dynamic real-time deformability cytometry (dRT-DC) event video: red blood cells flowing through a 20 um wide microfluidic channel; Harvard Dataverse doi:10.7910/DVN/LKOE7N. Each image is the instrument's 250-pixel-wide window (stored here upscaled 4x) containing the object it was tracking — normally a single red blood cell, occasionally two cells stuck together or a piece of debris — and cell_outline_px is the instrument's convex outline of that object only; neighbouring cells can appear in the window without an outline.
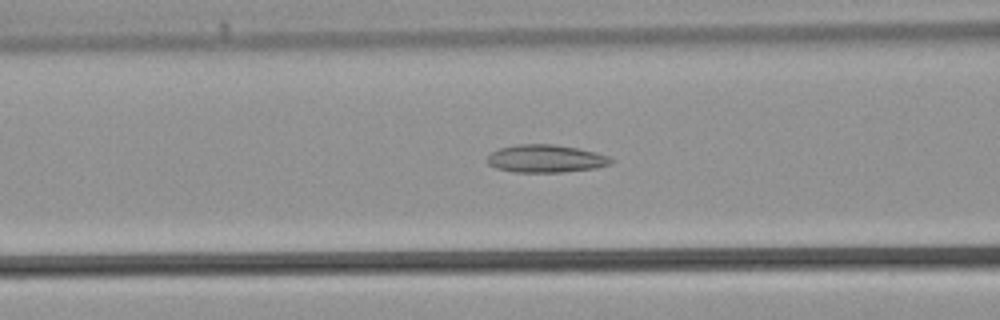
{"species": "common noctule bat (a hibernating species)", "species_latin": "Nyctalus noctula", "temperature_condition": "warm", "stored_images_in_passage": 34, "segment_of_instrument_passage": [1, 2], "camera_frame_rate_fps": 3000, "um_per_image_px": 0.085, "animal": {"sex": "male", "body_mass_g": 21.5, "forearm_length_mm": 52.0}, "frame": {"image": 1, "passage_image": 8, "time_ms": 2.333, "image_size_px": [1000, 320], "cell_outline_px": [[612, 164], [596, 168], [560, 172], [516, 172], [496, 168], [488, 164], [484, 160], [492, 152], [500, 148], [516, 144], [552, 144], [576, 148], [596, 152], [608, 156], [612, 160]], "centroid_in_image_um": [46.36, 13.48], "position_along_channel_um": 120.2, "area_um2": 20.0}}
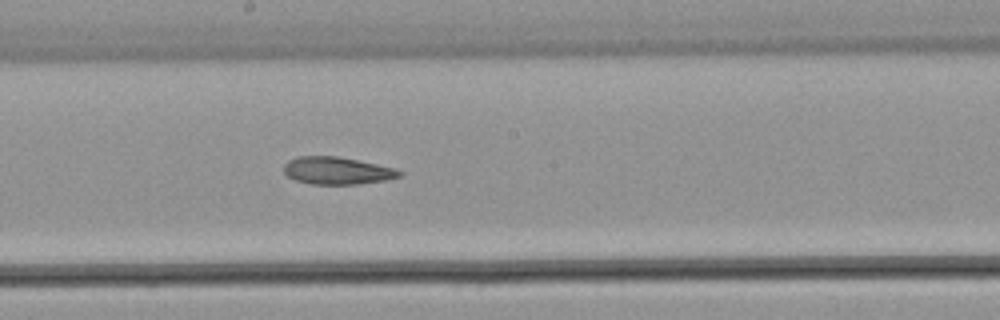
{"frame": {"image": 2, "passage_image": 14, "time_ms": 4.333, "image_size_px": [1000, 320], "cell_outline_px": [[404, 172], [400, 176], [384, 180], [356, 184], [312, 184], [296, 180], [288, 176], [284, 172], [284, 164], [288, 160], [296, 156], [336, 156], [396, 168]], "centroid_in_image_um": [28.63, 14.5], "position_along_channel_um": 219.6, "area_um2": 18.32}}
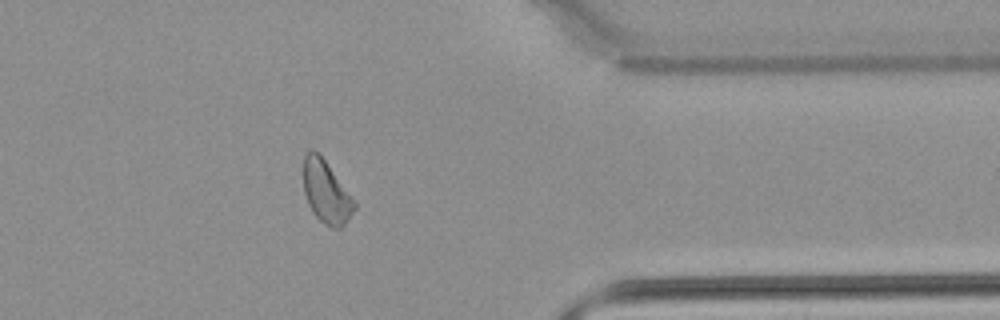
{"frame": {"image": 3, "passage_image": 25, "time_ms": 8.0, "image_size_px": [1000, 320], "cell_outline_px": [[356, 208], [344, 224], [340, 228], [332, 228], [324, 224], [312, 212], [308, 204], [304, 192], [304, 156], [308, 152], [316, 152], [324, 160], [356, 200]], "centroid_in_image_um": [27.75, 16.37], "position_along_channel_um": 383.7, "area_um2": 18.26}}